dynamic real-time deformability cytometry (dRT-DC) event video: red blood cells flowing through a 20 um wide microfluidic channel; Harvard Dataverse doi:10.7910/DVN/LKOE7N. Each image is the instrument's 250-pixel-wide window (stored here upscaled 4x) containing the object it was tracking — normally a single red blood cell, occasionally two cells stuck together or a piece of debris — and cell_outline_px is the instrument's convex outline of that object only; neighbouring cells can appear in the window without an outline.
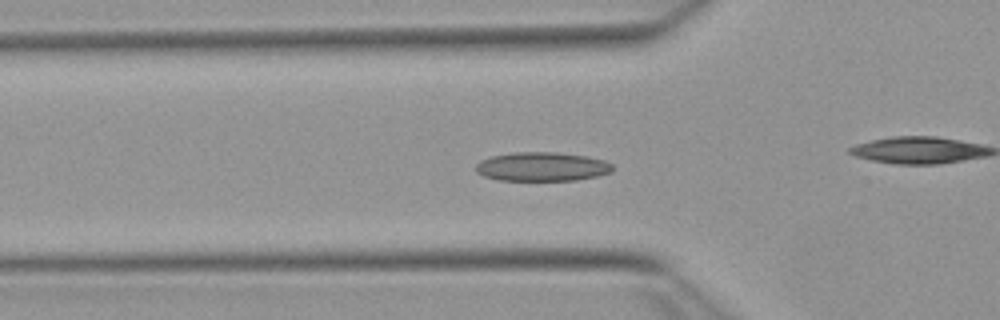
{"species": "Egyptian fruit bat (a non-hibernating species)", "species_latin": "Rousettus aegyptiacus", "temperature_condition": "warm", "stored_images_in_passage": 53, "camera_frame_rate_fps": 3000, "um_per_image_px": 0.085, "animal": {"sex": "female"}, "frame": {"image": 1, "passage_image": 17, "time_ms": 5.333, "image_size_px": [1000, 320], "cell_outline_px": [[612, 172], [596, 176], [576, 180], [500, 180], [484, 176], [476, 172], [476, 164], [480, 160], [492, 156], [516, 152], [556, 152], [584, 156], [604, 160], [612, 164]], "centroid_in_image_um": [46.06, 14.16], "position_along_channel_um": 79.7, "area_um2": 22.95}}
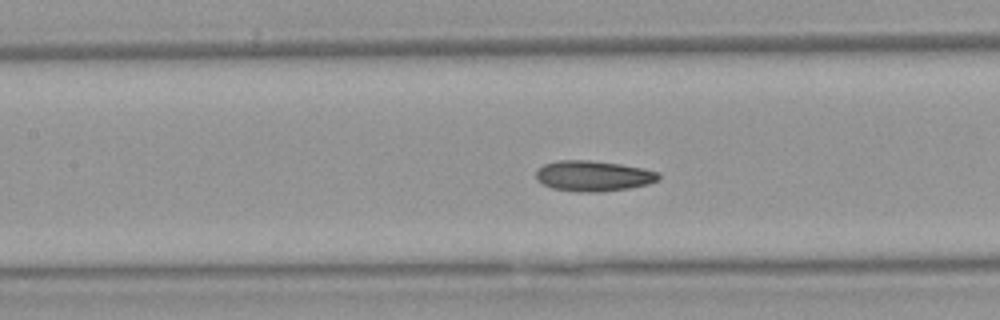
{"frame": {"image": 2, "passage_image": 23, "time_ms": 7.333, "image_size_px": [1000, 320], "cell_outline_px": [[660, 180], [648, 184], [628, 188], [596, 192], [580, 192], [552, 188], [536, 180], [536, 172], [544, 164], [560, 160], [588, 160], [620, 164], [644, 168], [660, 172]], "centroid_in_image_um": [50.46, 14.95], "position_along_channel_um": 156.9, "area_um2": 21.79}}
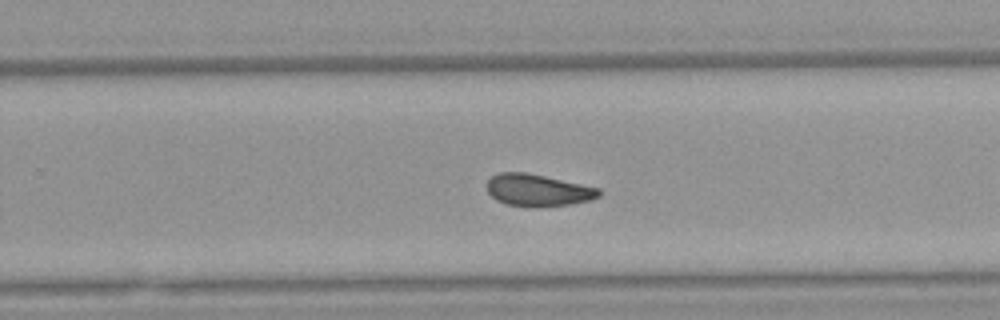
{"frame": {"image": 3, "passage_image": 33, "time_ms": 10.667, "image_size_px": [1000, 320], "cell_outline_px": [[600, 196], [592, 200], [568, 204], [536, 208], [528, 208], [508, 204], [496, 200], [488, 192], [488, 180], [492, 176], [500, 172], [524, 172], [544, 176], [600, 188]], "centroid_in_image_um": [45.72, 16.18], "position_along_channel_um": 284.1, "area_um2": 20.92}, "authors_computed_cell_mechanics": {"area_um2": 21.2126, "velocity_mm_per_s": 3.8373, "shape_relaxation_time_tau1_ms": 4.6219, "shape_relaxation_time_tau2_ms": 3.7221, "deformation_change_tau1": 0.1108, "deformation_change_tau2": 0.0864}}